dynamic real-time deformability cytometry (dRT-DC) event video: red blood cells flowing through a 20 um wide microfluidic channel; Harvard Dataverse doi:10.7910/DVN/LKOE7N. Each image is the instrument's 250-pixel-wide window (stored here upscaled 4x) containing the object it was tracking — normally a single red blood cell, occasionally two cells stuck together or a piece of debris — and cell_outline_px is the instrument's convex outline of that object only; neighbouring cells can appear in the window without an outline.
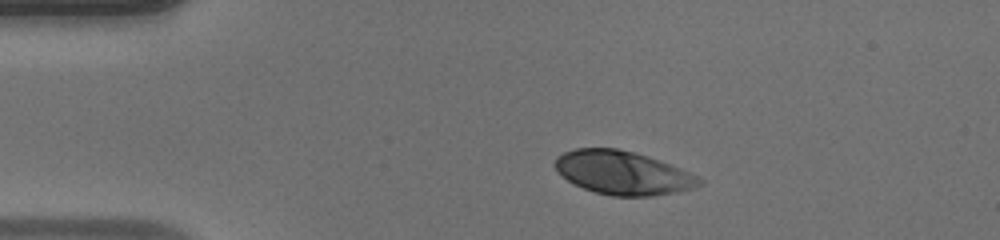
{"species": "human", "species_latin": "Homo sapiens", "temperature_condition": "warm", "stored_images_in_passage": 40, "camera_frame_rate_fps": 3000, "um_per_image_px": 0.085, "donor": {"sex": "male"}, "frame": {"image": 1, "passage_image": 1, "time_ms": 0.0, "image_size_px": [1000, 240], "cell_outline_px": [[704, 184], [692, 188], [676, 192], [652, 196], [612, 196], [596, 192], [584, 188], [568, 180], [552, 164], [564, 152], [576, 148], [616, 148], [648, 156], [688, 172], [704, 180]], "centroid_in_image_um": [52.95, 14.69], "position_along_channel_um": 32.0, "area_um2": 36.07}}
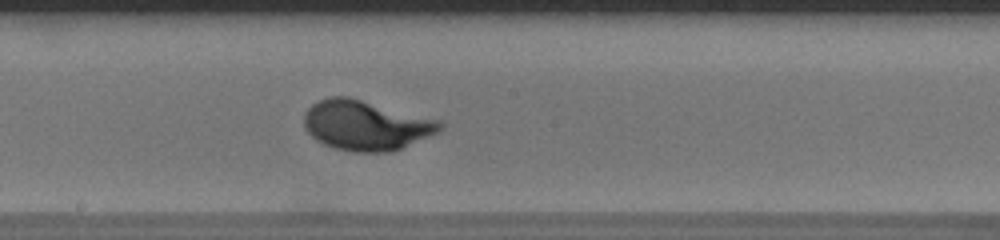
{"frame": {"image": 2, "passage_image": 18, "time_ms": 5.667, "image_size_px": [1000, 240], "cell_outline_px": [[444, 128], [440, 132], [400, 148], [388, 152], [352, 152], [336, 148], [324, 144], [316, 140], [304, 128], [304, 112], [312, 104], [328, 96], [348, 96], [440, 120], [444, 124]], "centroid_in_image_um": [31.1, 10.64], "position_along_channel_um": 217.1, "area_um2": 39.59}}
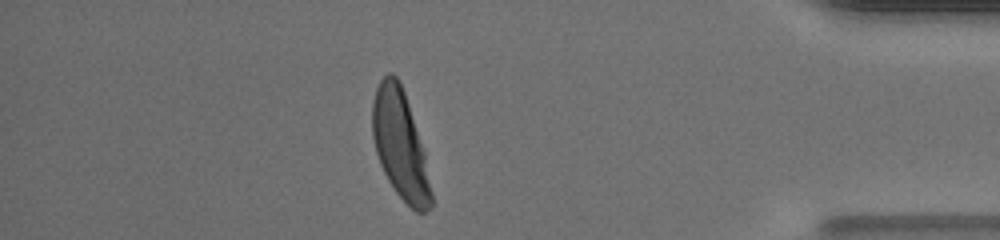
{"frame": {"image": 3, "passage_image": 34, "time_ms": 11.0, "image_size_px": [1000, 240], "cell_outline_px": [[432, 208], [424, 212], [416, 212], [396, 192], [388, 180], [380, 164], [376, 152], [372, 136], [372, 100], [376, 88], [380, 80], [388, 72], [392, 72], [400, 80], [424, 152], [432, 192]], "centroid_in_image_um": [34.0, 12.29], "position_along_channel_um": 401.2, "area_um2": 36.93}, "authors_computed_cell_mechanics": {"area_um2": 37.2521, "velocity_mm_per_s": 4.1747, "shape_relaxation_time_tau1_ms": 2.1626, "shape_relaxation_time_tau2_ms": null, "deformation_change_tau1": 0.1888, "deformation_change_tau2": null}}